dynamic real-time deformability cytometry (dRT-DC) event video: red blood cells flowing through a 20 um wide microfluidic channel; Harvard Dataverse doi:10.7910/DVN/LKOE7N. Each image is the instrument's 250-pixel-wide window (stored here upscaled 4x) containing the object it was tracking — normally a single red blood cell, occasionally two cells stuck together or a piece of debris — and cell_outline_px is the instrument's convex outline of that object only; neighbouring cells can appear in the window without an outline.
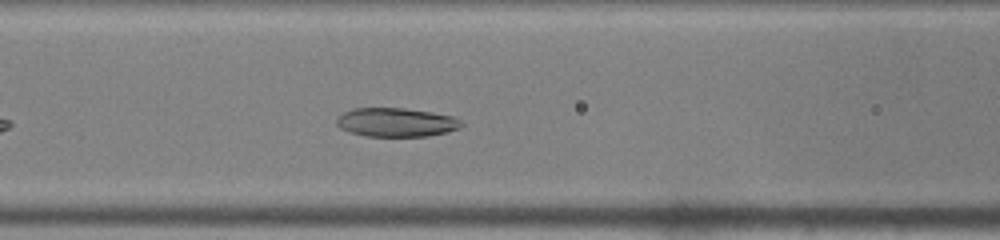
{"species": "common noctule bat (a hibernating species)", "species_latin": "Nyctalus noctula", "temperature_condition": "warm", "stored_images_in_passage": 30, "camera_frame_rate_fps": 3000, "um_per_image_px": 0.085, "animal": {"sex": "male", "body_mass_g": 19.0, "forearm_length_mm": 50.8}, "frame": {"image": 1, "passage_image": 10, "time_ms": 3.0, "image_size_px": [1000, 240], "cell_outline_px": [[464, 124], [460, 128], [448, 132], [428, 136], [368, 136], [348, 132], [340, 128], [336, 124], [336, 120], [344, 112], [352, 108], [404, 108], [432, 112], [452, 116], [460, 120]], "centroid_in_image_um": [33.69, 10.4], "position_along_channel_um": 132.9, "area_um2": 21.04}}
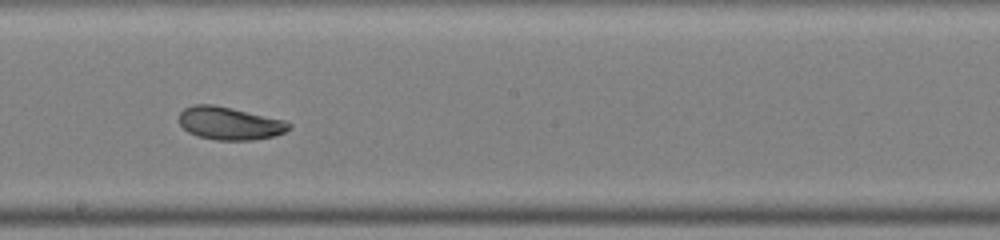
{"frame": {"image": 2, "passage_image": 17, "time_ms": 5.333, "image_size_px": [1000, 240], "cell_outline_px": [[292, 128], [284, 132], [272, 136], [252, 140], [216, 140], [196, 136], [188, 132], [180, 124], [180, 112], [184, 108], [192, 104], [212, 104], [232, 108], [288, 120], [292, 124]], "centroid_in_image_um": [19.54, 10.47], "position_along_channel_um": 228.7, "area_um2": 21.27}}
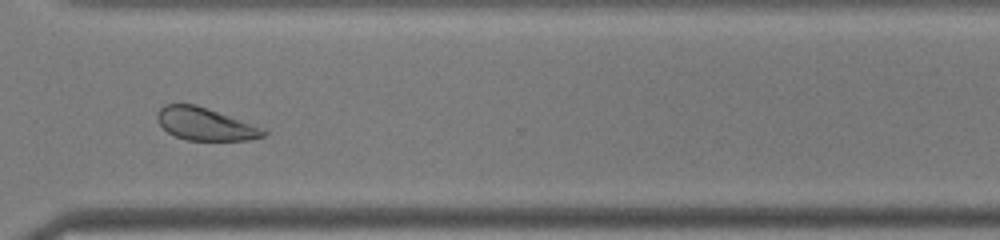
{"frame": {"image": 3, "passage_image": 26, "time_ms": 8.333, "image_size_px": [1000, 240], "cell_outline_px": [[268, 132], [264, 136], [248, 140], [188, 140], [176, 136], [168, 132], [156, 120], [156, 112], [164, 104], [196, 104], [268, 128]], "centroid_in_image_um": [17.5, 10.53], "position_along_channel_um": 353.1, "area_um2": 20.52}, "authors_computed_cell_mechanics": {"area_um2": 21.0681, "velocity_mm_per_s": 4.1245, "shape_relaxation_time_tau1_ms": 3.87, "shape_relaxation_time_tau2_ms": 3.2826, "deformation_change_tau1": 0.1389, "deformation_change_tau2": 0.0894}}